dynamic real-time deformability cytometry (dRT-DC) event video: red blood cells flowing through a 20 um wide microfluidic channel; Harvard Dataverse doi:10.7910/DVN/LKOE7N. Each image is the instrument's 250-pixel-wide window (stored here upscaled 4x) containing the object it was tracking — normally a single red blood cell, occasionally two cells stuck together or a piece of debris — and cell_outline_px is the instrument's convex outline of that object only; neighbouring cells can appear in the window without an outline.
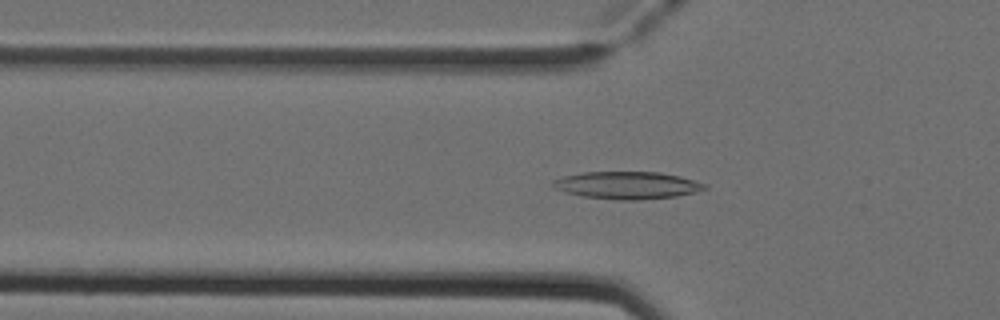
{"species": "Egyptian fruit bat (a non-hibernating species)", "species_latin": "Rousettus aegyptiacus", "temperature_condition": "cold", "stored_images_in_passage": 51, "camera_frame_rate_fps": 3000, "um_per_image_px": 0.085, "animal": {"sex": "female"}, "frame": {"image": 1, "passage_image": 17, "time_ms": 5.333, "image_size_px": [1000, 320], "cell_outline_px": [[708, 188], [696, 192], [676, 196], [640, 200], [616, 200], [580, 196], [564, 192], [552, 188], [552, 180], [564, 176], [584, 172], [660, 172], [680, 176], [708, 184]], "centroid_in_image_um": [53.3, 15.75], "position_along_channel_um": 72.5, "area_um2": 24.51}}
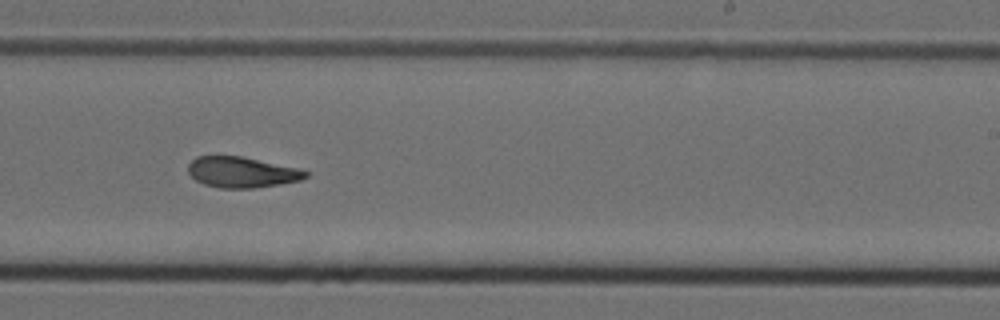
{"frame": {"image": 2, "passage_image": 32, "time_ms": 10.333, "image_size_px": [1000, 320], "cell_outline_px": [[308, 176], [300, 180], [280, 184], [252, 188], [220, 188], [204, 184], [196, 180], [188, 172], [188, 164], [196, 156], [240, 156], [300, 168], [308, 172]], "centroid_in_image_um": [20.55, 14.63], "position_along_channel_um": 268.4, "area_um2": 20.98}}
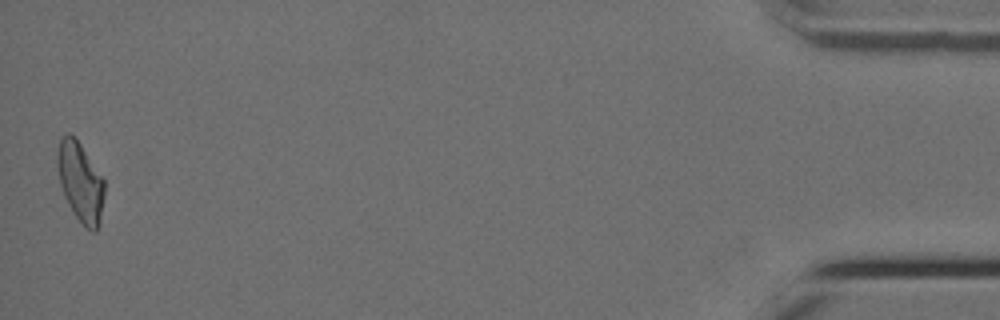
{"frame": {"image": 3, "passage_image": 51, "time_ms": 16.667, "image_size_px": [1000, 320], "cell_outline_px": [[104, 196], [100, 224], [96, 232], [92, 232], [76, 216], [68, 204], [64, 196], [60, 184], [56, 164], [56, 152], [60, 140], [68, 132], [80, 144], [104, 180]], "centroid_in_image_um": [6.82, 15.49], "position_along_channel_um": 428.4, "area_um2": 21.56}, "authors_computed_cell_mechanics": {"area_um2": 21.8484, "velocity_mm_per_s": 3.919, "shape_relaxation_time_tau1_ms": 6.7545, "shape_relaxation_time_tau2_ms": 2.7747, "deformation_change_tau1": 0.2124, "deformation_change_tau2": 0.1053}}